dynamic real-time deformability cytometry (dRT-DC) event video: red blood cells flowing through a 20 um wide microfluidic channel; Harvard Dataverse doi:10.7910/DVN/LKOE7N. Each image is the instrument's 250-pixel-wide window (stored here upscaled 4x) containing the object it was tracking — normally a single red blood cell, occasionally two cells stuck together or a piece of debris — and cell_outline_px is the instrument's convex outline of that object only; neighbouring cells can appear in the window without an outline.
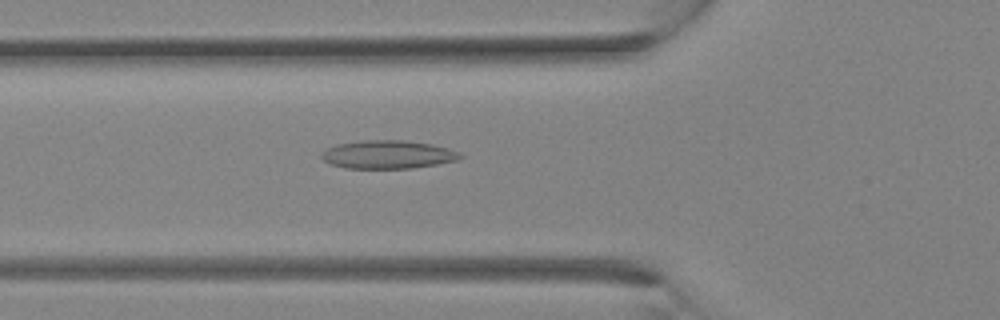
{"species": "Egyptian fruit bat (a non-hibernating species)", "species_latin": "Rousettus aegyptiacus", "temperature_condition": "room temperature", "stored_images_in_passage": 33, "camera_frame_rate_fps": 3000, "um_per_image_px": 0.085, "animal": {"sex": "female"}, "frame": {"image": 1, "passage_image": 12, "time_ms": 3.667, "image_size_px": [1000, 320], "cell_outline_px": [[464, 156], [456, 160], [436, 164], [412, 168], [344, 168], [328, 164], [320, 156], [328, 148], [336, 144], [364, 140], [404, 140], [432, 144], [448, 148], [460, 152]], "centroid_in_image_um": [32.96, 13.13], "position_along_channel_um": 92.8, "area_um2": 22.83}}
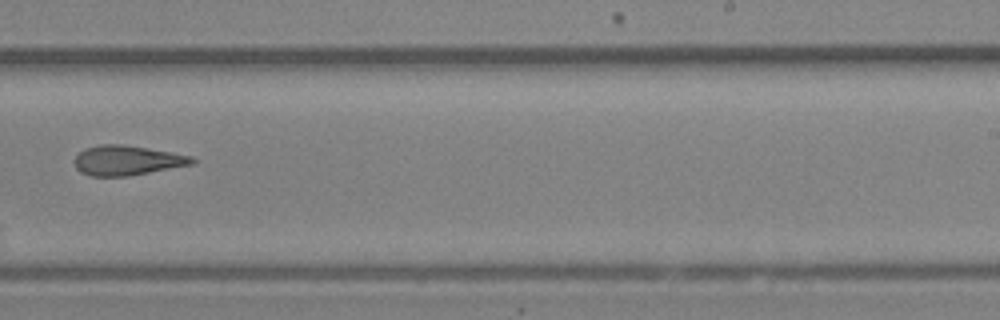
{"frame": {"image": 2, "passage_image": 21, "time_ms": 6.667, "image_size_px": [1000, 320], "cell_outline_px": [[196, 164], [128, 176], [92, 176], [80, 172], [76, 168], [72, 160], [84, 148], [100, 144], [124, 144], [192, 156], [196, 160]], "centroid_in_image_um": [10.79, 13.63], "position_along_channel_um": 278.2, "area_um2": 20.58}}
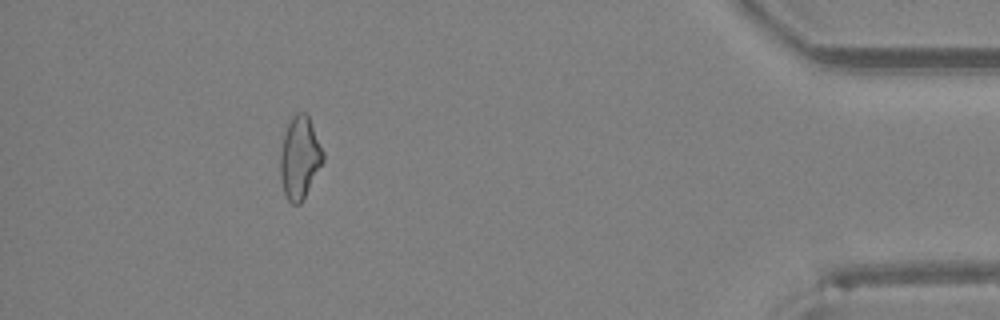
{"frame": {"image": 3, "passage_image": 30, "time_ms": 9.667, "image_size_px": [1000, 320], "cell_outline_px": [[324, 160], [300, 204], [292, 204], [288, 200], [284, 192], [280, 176], [280, 152], [284, 132], [292, 116], [296, 112], [304, 112], [308, 116], [324, 152]], "centroid_in_image_um": [25.46, 13.38], "position_along_channel_um": 409.7, "area_um2": 20.35}}